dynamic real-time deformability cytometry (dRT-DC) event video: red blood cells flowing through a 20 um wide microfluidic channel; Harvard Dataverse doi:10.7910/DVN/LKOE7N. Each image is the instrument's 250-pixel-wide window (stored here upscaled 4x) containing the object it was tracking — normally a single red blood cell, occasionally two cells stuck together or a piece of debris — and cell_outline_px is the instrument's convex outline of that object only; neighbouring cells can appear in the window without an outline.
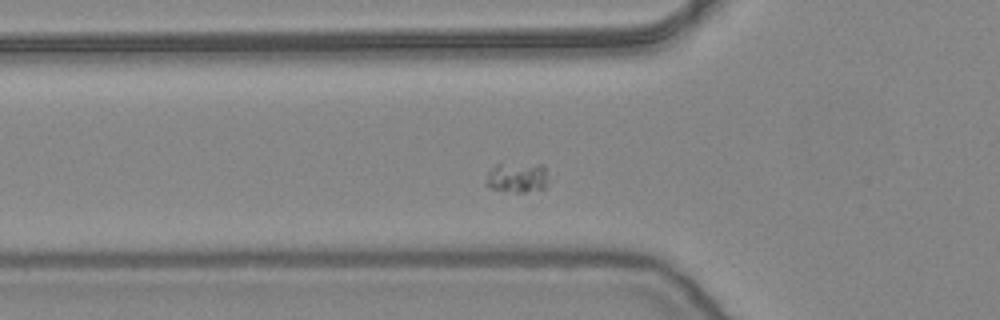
{"species": "common noctule bat (a hibernating species)", "species_latin": "Nyctalus noctula", "temperature_condition": "warm", "stored_images_in_passage": 49, "camera_frame_rate_fps": 3000, "um_per_image_px": 0.085, "animal": {"sex": "female", "body_mass_g": 24.6, "forearm_length_mm": 56.2}, "frame": {"image": 1, "passage_image": 12, "time_ms": 3.667, "image_size_px": [1000, 320], "cell_outline_px": [[548, 184], [544, 188], [524, 192], [516, 192], [492, 188], [484, 184], [484, 180], [488, 172], [496, 164], [540, 164], [544, 168]], "centroid_in_image_um": [43.92, 15.09], "position_along_channel_um": 81.9, "area_um2": 10.81}}
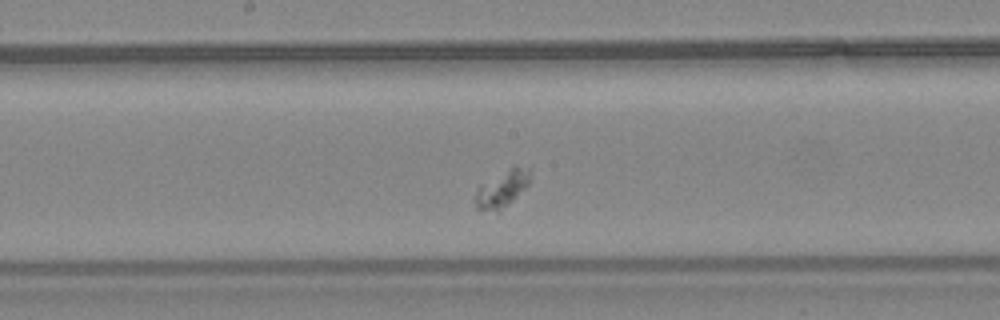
{"frame": {"image": 2, "passage_image": 22, "time_ms": 7.0, "image_size_px": [1000, 320], "cell_outline_px": [[532, 180], [500, 212], [496, 212], [476, 208], [476, 192], [480, 184], [512, 164], [532, 164]], "centroid_in_image_um": [42.78, 15.93], "position_along_channel_um": 205.4, "area_um2": 12.43}}
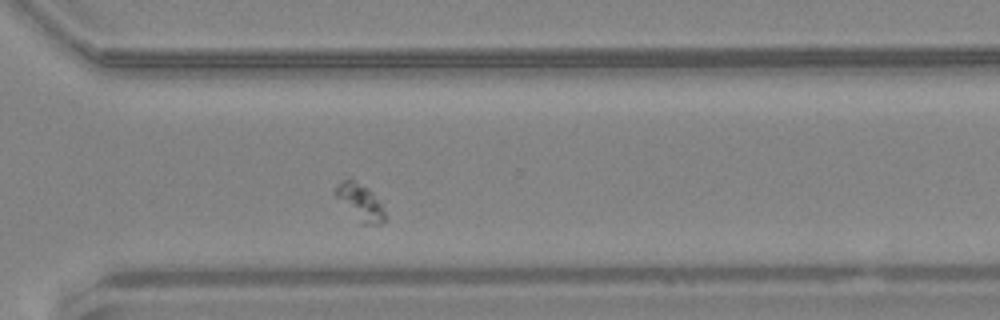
{"frame": {"image": 3, "passage_image": 33, "time_ms": 10.667, "image_size_px": [1000, 320], "cell_outline_px": [[384, 220], [380, 224], [360, 224], [332, 192], [336, 184], [348, 176], [352, 176], [372, 192], [380, 204], [384, 212]], "centroid_in_image_um": [30.53, 17.11], "position_along_channel_um": 340.1, "area_um2": 10.69}}